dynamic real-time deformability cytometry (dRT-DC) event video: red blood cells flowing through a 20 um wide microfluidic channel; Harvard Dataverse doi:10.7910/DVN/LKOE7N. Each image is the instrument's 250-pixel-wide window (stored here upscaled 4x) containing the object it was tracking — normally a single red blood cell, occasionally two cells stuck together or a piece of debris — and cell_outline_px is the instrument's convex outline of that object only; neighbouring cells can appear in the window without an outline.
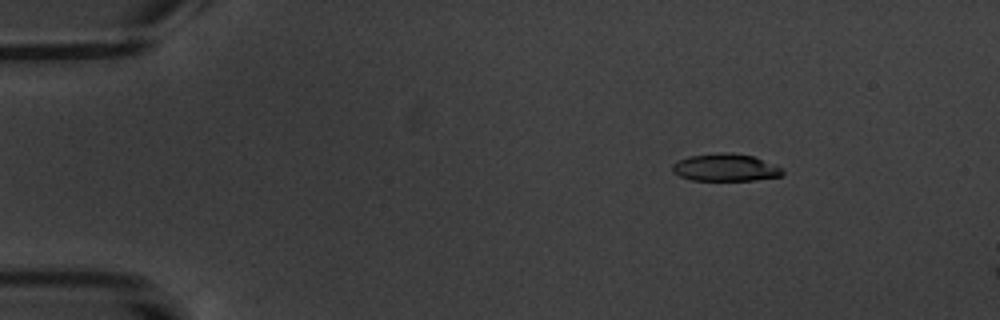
{"species": "common noctule bat (a hibernating species)", "species_latin": "Nyctalus noctula", "temperature_condition": "warm", "stored_images_in_passage": 4, "camera_frame_rate_fps": 3000, "um_per_image_px": 0.085, "animal": {"sex": "male", "body_mass_g": 20.1, "forearm_length_mm": 53.5}, "frame": {"image": 1, "passage_image": 2, "time_ms": 1.0, "image_size_px": [1000, 320], "cell_outline_px": [[784, 172], [780, 176], [756, 180], [692, 180], [680, 176], [672, 172], [672, 164], [676, 160], [688, 156], [720, 152], [732, 152], [752, 156], [780, 168]], "centroid_in_image_um": [61.58, 14.23], "position_along_channel_um": 23.4, "area_um2": 17.51}}